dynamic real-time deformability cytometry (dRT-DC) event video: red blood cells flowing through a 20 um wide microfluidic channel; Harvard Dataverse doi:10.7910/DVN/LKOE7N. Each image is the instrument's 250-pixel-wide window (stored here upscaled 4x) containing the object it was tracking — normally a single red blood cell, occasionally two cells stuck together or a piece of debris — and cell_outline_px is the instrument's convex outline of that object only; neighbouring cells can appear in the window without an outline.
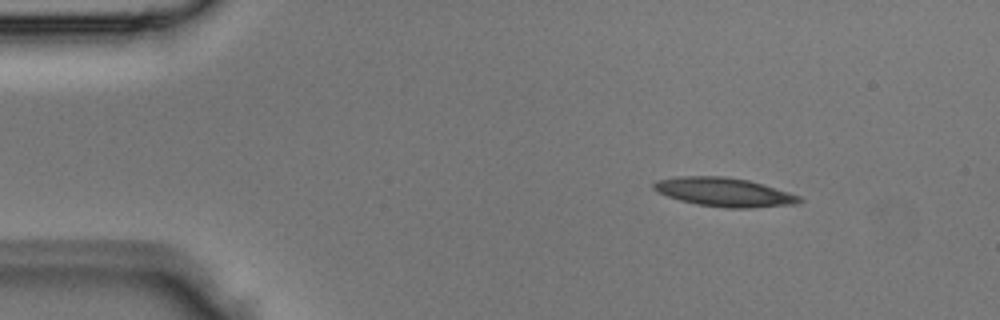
{"species": "Egyptian fruit bat (a non-hibernating species)", "species_latin": "Rousettus aegyptiacus", "temperature_condition": "room temperature", "stored_images_in_passage": 6, "camera_frame_rate_fps": 3000, "um_per_image_px": 0.085, "animal": {"sex": "male"}, "frame": {"image": 1, "passage_image": 1, "time_ms": 0.0, "image_size_px": [1000, 320], "cell_outline_px": [[804, 200], [796, 204], [748, 208], [724, 208], [696, 204], [680, 200], [656, 192], [652, 188], [652, 184], [656, 180], [676, 176], [724, 176], [748, 180], [788, 192], [800, 196]], "centroid_in_image_um": [61.51, 16.33], "position_along_channel_um": 23.5, "area_um2": 24.51}}